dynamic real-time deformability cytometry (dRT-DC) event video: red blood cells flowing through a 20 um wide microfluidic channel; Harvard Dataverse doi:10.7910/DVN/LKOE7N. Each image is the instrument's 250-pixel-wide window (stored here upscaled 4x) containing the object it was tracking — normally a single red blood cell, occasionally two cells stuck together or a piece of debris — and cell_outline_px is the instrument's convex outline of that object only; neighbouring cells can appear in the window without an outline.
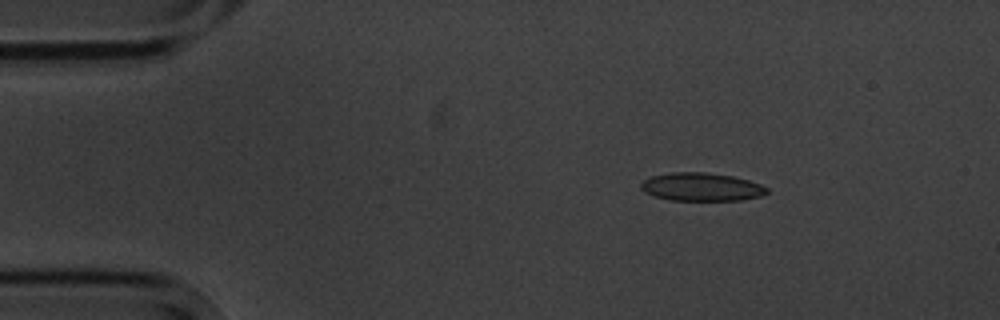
{"species": "common noctule bat (a hibernating species)", "species_latin": "Nyctalus noctula", "temperature_condition": "cold", "stored_images_in_passage": 5, "camera_frame_rate_fps": 3000, "um_per_image_px": 0.085, "animal": {"sex": "male", "body_mass_g": 20.1, "forearm_length_mm": 53.5}, "frame": {"image": 1, "passage_image": 2, "time_ms": 2.0, "image_size_px": [1000, 320], "cell_outline_px": [[768, 192], [760, 196], [740, 200], [672, 200], [656, 196], [644, 192], [640, 188], [640, 184], [644, 180], [652, 176], [672, 172], [704, 172], [732, 176], [748, 180], [760, 184], [768, 188]], "centroid_in_image_um": [59.62, 15.88], "position_along_channel_um": 25.4, "area_um2": 20.52}}
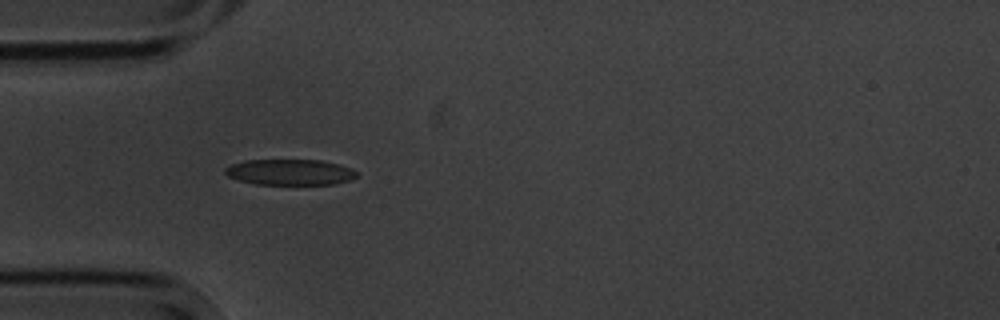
{"frame": {"image": 2, "passage_image": 4, "time_ms": 4.667, "image_size_px": [1000, 320], "cell_outline_px": [[356, 176], [348, 180], [332, 184], [256, 184], [240, 180], [228, 176], [224, 172], [224, 168], [232, 164], [244, 160], [320, 160], [352, 168], [356, 172]], "centroid_in_image_um": [24.6, 14.62], "position_along_channel_um": 60.4, "area_um2": 19.54}}
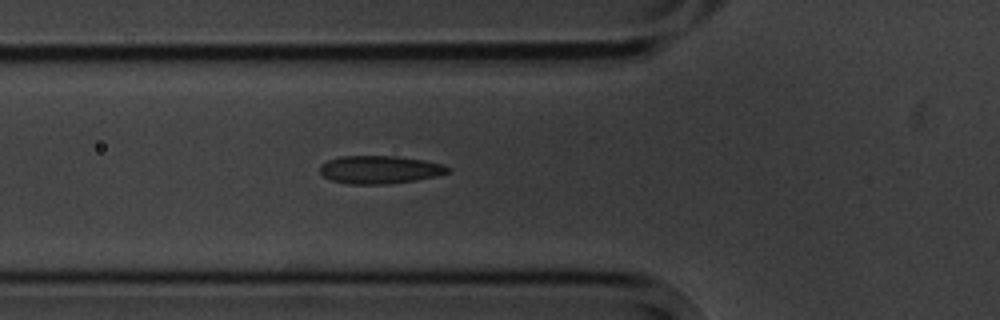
{"frame": {"image": 3, "passage_image": 5, "time_ms": 5.667, "image_size_px": [1000, 320], "cell_outline_px": [[452, 168], [448, 172], [436, 176], [416, 180], [384, 184], [348, 184], [332, 180], [324, 176], [320, 172], [320, 164], [328, 160], [340, 156], [396, 156], [424, 160], [444, 164]], "centroid_in_image_um": [32.29, 14.41], "position_along_channel_um": 93.5, "area_um2": 20.87}}